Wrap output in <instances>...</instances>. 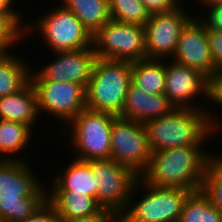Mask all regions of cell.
<instances>
[{
	"mask_svg": "<svg viewBox=\"0 0 222 222\" xmlns=\"http://www.w3.org/2000/svg\"><path fill=\"white\" fill-rule=\"evenodd\" d=\"M206 109L175 108L144 123L151 152L184 146H204L222 124ZM216 132V133H215ZM207 140V141H206ZM205 141V142H204Z\"/></svg>",
	"mask_w": 222,
	"mask_h": 222,
	"instance_id": "1",
	"label": "cell"
},
{
	"mask_svg": "<svg viewBox=\"0 0 222 222\" xmlns=\"http://www.w3.org/2000/svg\"><path fill=\"white\" fill-rule=\"evenodd\" d=\"M202 146H184L152 152L140 177L149 185L199 191L210 152Z\"/></svg>",
	"mask_w": 222,
	"mask_h": 222,
	"instance_id": "2",
	"label": "cell"
},
{
	"mask_svg": "<svg viewBox=\"0 0 222 222\" xmlns=\"http://www.w3.org/2000/svg\"><path fill=\"white\" fill-rule=\"evenodd\" d=\"M28 162L0 161V218L4 222L22 221L47 201L46 185L38 181Z\"/></svg>",
	"mask_w": 222,
	"mask_h": 222,
	"instance_id": "3",
	"label": "cell"
},
{
	"mask_svg": "<svg viewBox=\"0 0 222 222\" xmlns=\"http://www.w3.org/2000/svg\"><path fill=\"white\" fill-rule=\"evenodd\" d=\"M132 82V63L97 58L86 87V107L120 116Z\"/></svg>",
	"mask_w": 222,
	"mask_h": 222,
	"instance_id": "4",
	"label": "cell"
},
{
	"mask_svg": "<svg viewBox=\"0 0 222 222\" xmlns=\"http://www.w3.org/2000/svg\"><path fill=\"white\" fill-rule=\"evenodd\" d=\"M137 188L146 192L138 201L135 199ZM191 192L182 188L152 186L139 176L127 209L119 219L121 222H179L183 204Z\"/></svg>",
	"mask_w": 222,
	"mask_h": 222,
	"instance_id": "5",
	"label": "cell"
},
{
	"mask_svg": "<svg viewBox=\"0 0 222 222\" xmlns=\"http://www.w3.org/2000/svg\"><path fill=\"white\" fill-rule=\"evenodd\" d=\"M115 117L86 107L67 124L71 129L62 127L59 132L63 136L71 133L68 137L75 150L73 158L85 162L111 158V129Z\"/></svg>",
	"mask_w": 222,
	"mask_h": 222,
	"instance_id": "6",
	"label": "cell"
},
{
	"mask_svg": "<svg viewBox=\"0 0 222 222\" xmlns=\"http://www.w3.org/2000/svg\"><path fill=\"white\" fill-rule=\"evenodd\" d=\"M44 14L38 16L35 23L32 22L31 25L29 23L25 26L26 36L30 32H35L34 29H38L37 31L42 34L43 41L46 42L45 45L48 43L47 46L53 52L76 51L92 47L91 33L75 14L62 4L53 7Z\"/></svg>",
	"mask_w": 222,
	"mask_h": 222,
	"instance_id": "7",
	"label": "cell"
},
{
	"mask_svg": "<svg viewBox=\"0 0 222 222\" xmlns=\"http://www.w3.org/2000/svg\"><path fill=\"white\" fill-rule=\"evenodd\" d=\"M91 170L99 205L113 218H119L127 209L133 186L139 175L111 158L92 160Z\"/></svg>",
	"mask_w": 222,
	"mask_h": 222,
	"instance_id": "8",
	"label": "cell"
},
{
	"mask_svg": "<svg viewBox=\"0 0 222 222\" xmlns=\"http://www.w3.org/2000/svg\"><path fill=\"white\" fill-rule=\"evenodd\" d=\"M97 58L136 62L146 59L145 27L110 20L92 36Z\"/></svg>",
	"mask_w": 222,
	"mask_h": 222,
	"instance_id": "9",
	"label": "cell"
},
{
	"mask_svg": "<svg viewBox=\"0 0 222 222\" xmlns=\"http://www.w3.org/2000/svg\"><path fill=\"white\" fill-rule=\"evenodd\" d=\"M151 154L144 123L116 116L111 129V159L140 176Z\"/></svg>",
	"mask_w": 222,
	"mask_h": 222,
	"instance_id": "10",
	"label": "cell"
},
{
	"mask_svg": "<svg viewBox=\"0 0 222 222\" xmlns=\"http://www.w3.org/2000/svg\"><path fill=\"white\" fill-rule=\"evenodd\" d=\"M38 102V111L69 123L86 108V90L68 81H31Z\"/></svg>",
	"mask_w": 222,
	"mask_h": 222,
	"instance_id": "11",
	"label": "cell"
},
{
	"mask_svg": "<svg viewBox=\"0 0 222 222\" xmlns=\"http://www.w3.org/2000/svg\"><path fill=\"white\" fill-rule=\"evenodd\" d=\"M192 17L183 6L169 12L151 13L144 26L147 58L173 57L181 30Z\"/></svg>",
	"mask_w": 222,
	"mask_h": 222,
	"instance_id": "12",
	"label": "cell"
},
{
	"mask_svg": "<svg viewBox=\"0 0 222 222\" xmlns=\"http://www.w3.org/2000/svg\"><path fill=\"white\" fill-rule=\"evenodd\" d=\"M53 55L55 60L43 65V69L36 72L31 69L30 81H68L86 90L97 59L93 46L76 51H56Z\"/></svg>",
	"mask_w": 222,
	"mask_h": 222,
	"instance_id": "13",
	"label": "cell"
},
{
	"mask_svg": "<svg viewBox=\"0 0 222 222\" xmlns=\"http://www.w3.org/2000/svg\"><path fill=\"white\" fill-rule=\"evenodd\" d=\"M164 94L175 108L208 109L206 105L204 107L194 100L203 96L201 98L205 97L209 101V79L195 69L170 60L166 63Z\"/></svg>",
	"mask_w": 222,
	"mask_h": 222,
	"instance_id": "14",
	"label": "cell"
},
{
	"mask_svg": "<svg viewBox=\"0 0 222 222\" xmlns=\"http://www.w3.org/2000/svg\"><path fill=\"white\" fill-rule=\"evenodd\" d=\"M173 61L195 69L210 79L214 74V61L210 51L207 28L193 16L182 28Z\"/></svg>",
	"mask_w": 222,
	"mask_h": 222,
	"instance_id": "15",
	"label": "cell"
},
{
	"mask_svg": "<svg viewBox=\"0 0 222 222\" xmlns=\"http://www.w3.org/2000/svg\"><path fill=\"white\" fill-rule=\"evenodd\" d=\"M175 107L164 93L148 94L130 84L120 115L123 118L145 123L173 111Z\"/></svg>",
	"mask_w": 222,
	"mask_h": 222,
	"instance_id": "16",
	"label": "cell"
},
{
	"mask_svg": "<svg viewBox=\"0 0 222 222\" xmlns=\"http://www.w3.org/2000/svg\"><path fill=\"white\" fill-rule=\"evenodd\" d=\"M37 94L31 81L20 91L0 97V119L23 123L32 130L40 117ZM33 126V128H32Z\"/></svg>",
	"mask_w": 222,
	"mask_h": 222,
	"instance_id": "17",
	"label": "cell"
},
{
	"mask_svg": "<svg viewBox=\"0 0 222 222\" xmlns=\"http://www.w3.org/2000/svg\"><path fill=\"white\" fill-rule=\"evenodd\" d=\"M47 200L53 205L60 219L111 216L92 196L72 191H49Z\"/></svg>",
	"mask_w": 222,
	"mask_h": 222,
	"instance_id": "18",
	"label": "cell"
},
{
	"mask_svg": "<svg viewBox=\"0 0 222 222\" xmlns=\"http://www.w3.org/2000/svg\"><path fill=\"white\" fill-rule=\"evenodd\" d=\"M71 161V164L64 170L56 173L55 178L51 180H54L53 185L47 190L72 191V193L84 194L97 199V188L91 170V161L85 162L74 158Z\"/></svg>",
	"mask_w": 222,
	"mask_h": 222,
	"instance_id": "19",
	"label": "cell"
},
{
	"mask_svg": "<svg viewBox=\"0 0 222 222\" xmlns=\"http://www.w3.org/2000/svg\"><path fill=\"white\" fill-rule=\"evenodd\" d=\"M166 63L163 59H141L132 63V84L148 94L165 92Z\"/></svg>",
	"mask_w": 222,
	"mask_h": 222,
	"instance_id": "20",
	"label": "cell"
},
{
	"mask_svg": "<svg viewBox=\"0 0 222 222\" xmlns=\"http://www.w3.org/2000/svg\"><path fill=\"white\" fill-rule=\"evenodd\" d=\"M61 4L75 14L92 36L111 20L108 0H62Z\"/></svg>",
	"mask_w": 222,
	"mask_h": 222,
	"instance_id": "21",
	"label": "cell"
},
{
	"mask_svg": "<svg viewBox=\"0 0 222 222\" xmlns=\"http://www.w3.org/2000/svg\"><path fill=\"white\" fill-rule=\"evenodd\" d=\"M27 65L9 51L0 55V97L20 91L30 81L32 68Z\"/></svg>",
	"mask_w": 222,
	"mask_h": 222,
	"instance_id": "22",
	"label": "cell"
},
{
	"mask_svg": "<svg viewBox=\"0 0 222 222\" xmlns=\"http://www.w3.org/2000/svg\"><path fill=\"white\" fill-rule=\"evenodd\" d=\"M32 135L29 126L0 119V159L27 161V158L18 156L17 153L24 151ZM14 154H17V157Z\"/></svg>",
	"mask_w": 222,
	"mask_h": 222,
	"instance_id": "23",
	"label": "cell"
},
{
	"mask_svg": "<svg viewBox=\"0 0 222 222\" xmlns=\"http://www.w3.org/2000/svg\"><path fill=\"white\" fill-rule=\"evenodd\" d=\"M179 222H222V213L199 190L191 192L186 198Z\"/></svg>",
	"mask_w": 222,
	"mask_h": 222,
	"instance_id": "24",
	"label": "cell"
},
{
	"mask_svg": "<svg viewBox=\"0 0 222 222\" xmlns=\"http://www.w3.org/2000/svg\"><path fill=\"white\" fill-rule=\"evenodd\" d=\"M211 205L222 213V155H210L200 189Z\"/></svg>",
	"mask_w": 222,
	"mask_h": 222,
	"instance_id": "25",
	"label": "cell"
},
{
	"mask_svg": "<svg viewBox=\"0 0 222 222\" xmlns=\"http://www.w3.org/2000/svg\"><path fill=\"white\" fill-rule=\"evenodd\" d=\"M108 3L110 18L117 22L145 26L150 18L142 0H108Z\"/></svg>",
	"mask_w": 222,
	"mask_h": 222,
	"instance_id": "26",
	"label": "cell"
},
{
	"mask_svg": "<svg viewBox=\"0 0 222 222\" xmlns=\"http://www.w3.org/2000/svg\"><path fill=\"white\" fill-rule=\"evenodd\" d=\"M21 19L15 12H0V46L5 51L25 38V27Z\"/></svg>",
	"mask_w": 222,
	"mask_h": 222,
	"instance_id": "27",
	"label": "cell"
},
{
	"mask_svg": "<svg viewBox=\"0 0 222 222\" xmlns=\"http://www.w3.org/2000/svg\"><path fill=\"white\" fill-rule=\"evenodd\" d=\"M207 36L214 61V73L222 71V32L207 28Z\"/></svg>",
	"mask_w": 222,
	"mask_h": 222,
	"instance_id": "28",
	"label": "cell"
},
{
	"mask_svg": "<svg viewBox=\"0 0 222 222\" xmlns=\"http://www.w3.org/2000/svg\"><path fill=\"white\" fill-rule=\"evenodd\" d=\"M205 16L197 13V17L205 24V27L210 30L222 32V3L206 7Z\"/></svg>",
	"mask_w": 222,
	"mask_h": 222,
	"instance_id": "29",
	"label": "cell"
},
{
	"mask_svg": "<svg viewBox=\"0 0 222 222\" xmlns=\"http://www.w3.org/2000/svg\"><path fill=\"white\" fill-rule=\"evenodd\" d=\"M19 222H60V218L53 205L47 200L31 216Z\"/></svg>",
	"mask_w": 222,
	"mask_h": 222,
	"instance_id": "30",
	"label": "cell"
},
{
	"mask_svg": "<svg viewBox=\"0 0 222 222\" xmlns=\"http://www.w3.org/2000/svg\"><path fill=\"white\" fill-rule=\"evenodd\" d=\"M182 0H142L146 9L151 13L169 12L182 7Z\"/></svg>",
	"mask_w": 222,
	"mask_h": 222,
	"instance_id": "31",
	"label": "cell"
},
{
	"mask_svg": "<svg viewBox=\"0 0 222 222\" xmlns=\"http://www.w3.org/2000/svg\"><path fill=\"white\" fill-rule=\"evenodd\" d=\"M209 100L222 108V71L215 72L209 79Z\"/></svg>",
	"mask_w": 222,
	"mask_h": 222,
	"instance_id": "32",
	"label": "cell"
},
{
	"mask_svg": "<svg viewBox=\"0 0 222 222\" xmlns=\"http://www.w3.org/2000/svg\"><path fill=\"white\" fill-rule=\"evenodd\" d=\"M112 219V216H89L71 219H60V222H110Z\"/></svg>",
	"mask_w": 222,
	"mask_h": 222,
	"instance_id": "33",
	"label": "cell"
},
{
	"mask_svg": "<svg viewBox=\"0 0 222 222\" xmlns=\"http://www.w3.org/2000/svg\"><path fill=\"white\" fill-rule=\"evenodd\" d=\"M15 0H0V12H15L20 18L21 13L13 9Z\"/></svg>",
	"mask_w": 222,
	"mask_h": 222,
	"instance_id": "34",
	"label": "cell"
},
{
	"mask_svg": "<svg viewBox=\"0 0 222 222\" xmlns=\"http://www.w3.org/2000/svg\"><path fill=\"white\" fill-rule=\"evenodd\" d=\"M199 1L200 3H202L200 5H203V8L222 3V0H199Z\"/></svg>",
	"mask_w": 222,
	"mask_h": 222,
	"instance_id": "35",
	"label": "cell"
},
{
	"mask_svg": "<svg viewBox=\"0 0 222 222\" xmlns=\"http://www.w3.org/2000/svg\"><path fill=\"white\" fill-rule=\"evenodd\" d=\"M110 222H121L119 218H113Z\"/></svg>",
	"mask_w": 222,
	"mask_h": 222,
	"instance_id": "36",
	"label": "cell"
},
{
	"mask_svg": "<svg viewBox=\"0 0 222 222\" xmlns=\"http://www.w3.org/2000/svg\"><path fill=\"white\" fill-rule=\"evenodd\" d=\"M5 50L0 46V55L4 52Z\"/></svg>",
	"mask_w": 222,
	"mask_h": 222,
	"instance_id": "37",
	"label": "cell"
}]
</instances>
